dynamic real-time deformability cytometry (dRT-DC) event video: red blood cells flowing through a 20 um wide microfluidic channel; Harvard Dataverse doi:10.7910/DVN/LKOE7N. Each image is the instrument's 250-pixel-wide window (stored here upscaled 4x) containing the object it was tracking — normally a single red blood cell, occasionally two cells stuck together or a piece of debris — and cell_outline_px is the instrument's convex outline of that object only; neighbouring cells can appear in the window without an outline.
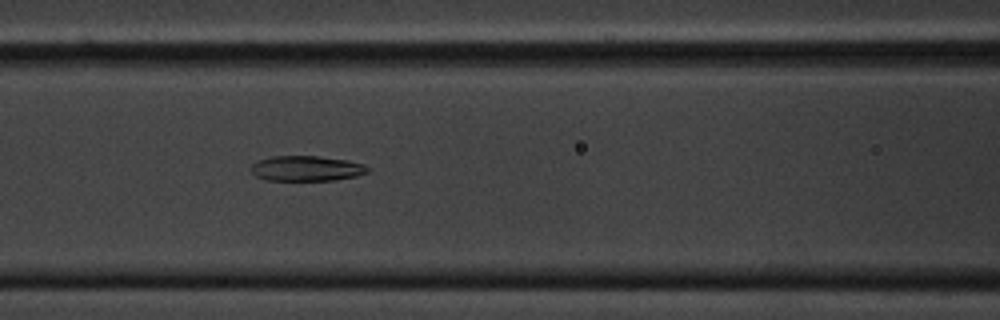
{"species": "common noctule bat (a hibernating species)", "species_latin": "Nyctalus noctula", "temperature_condition": "cold", "stored_images_in_passage": 45, "camera_frame_rate_fps": 3000, "um_per_image_px": 0.085, "animal": {"sex": "male", "body_mass_g": 20.1, "forearm_length_mm": 53.5}, "frame": {"image": 1, "passage_image": 11, "time_ms": 3.333, "image_size_px": [1000, 320], "cell_outline_px": [[368, 172], [356, 176], [332, 180], [264, 180], [256, 176], [252, 172], [252, 164], [256, 160], [272, 156], [320, 156], [348, 160], [364, 164], [368, 168]], "centroid_in_image_um": [26.03, 14.31], "position_along_channel_um": 140.6, "area_um2": 17.17}}
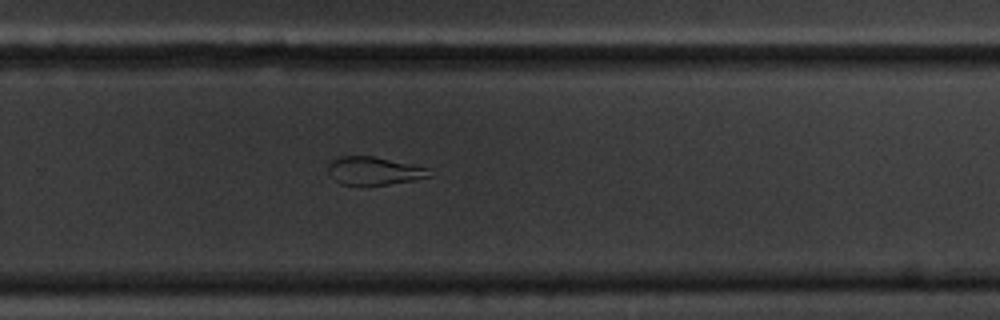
{"frame": {"image": 2, "passage_image": 25, "time_ms": 8.0, "image_size_px": [1000, 320], "cell_outline_px": [[432, 176], [412, 180], [388, 184], [340, 184], [328, 172], [328, 160], [332, 156], [372, 156], [428, 168]], "centroid_in_image_um": [31.72, 14.5], "position_along_channel_um": 298.1, "area_um2": 16.36}}
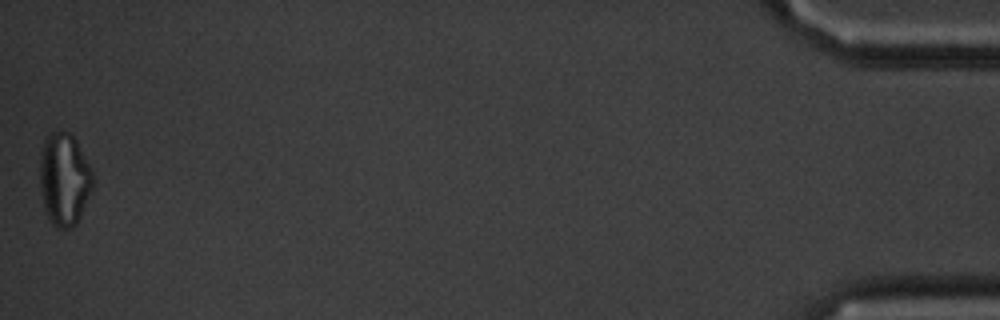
{"frame": {"image": 3, "passage_image": 45, "time_ms": 14.667, "image_size_px": [1000, 320], "cell_outline_px": [[96, 180], [92, 192], [76, 224], [72, 228], [60, 228], [52, 224], [44, 212], [40, 184], [40, 152], [44, 140], [52, 132], [68, 132], [76, 140], [92, 168], [96, 176]], "centroid_in_image_um": [5.49, 15.25], "position_along_channel_um": 429.7, "area_um2": 29.13}, "authors_computed_cell_mechanics": {"area_um2": 18.207, "velocity_mm_per_s": 3.3859, "shape_relaxation_time_tau1_ms": null, "shape_relaxation_time_tau2_ms": 3.8657, "deformation_change_tau1": null, "deformation_change_tau2": 0.1227}}